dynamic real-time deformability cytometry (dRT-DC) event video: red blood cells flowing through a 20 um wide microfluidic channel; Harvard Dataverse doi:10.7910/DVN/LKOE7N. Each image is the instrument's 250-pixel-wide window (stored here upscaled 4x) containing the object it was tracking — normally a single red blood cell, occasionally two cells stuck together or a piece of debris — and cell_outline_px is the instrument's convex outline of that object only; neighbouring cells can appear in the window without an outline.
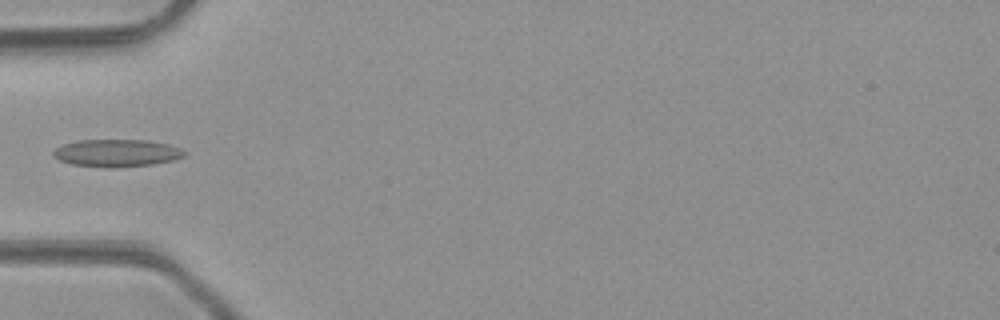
{"species": "common noctule bat (a hibernating species)", "species_latin": "Nyctalus noctula", "temperature_condition": "room temperature", "stored_images_in_passage": 6, "camera_frame_rate_fps": 3000, "um_per_image_px": 0.085, "animal": {"sex": "male", "body_mass_g": 23.1, "forearm_length_mm": 52.7}, "frame": {"image": 1, "passage_image": 5, "time_ms": 4.333, "image_size_px": [1000, 320], "cell_outline_px": [[188, 152], [184, 156], [176, 160], [152, 164], [72, 164], [60, 160], [52, 156], [52, 152], [56, 148], [64, 144], [80, 140], [144, 140], [168, 144], [180, 148]], "centroid_in_image_um": [9.97, 12.95], "position_along_channel_um": 75.0, "area_um2": 19.77}}
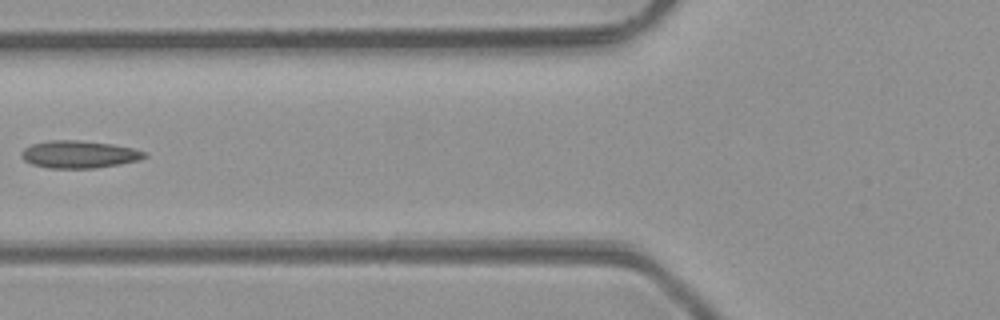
{"frame": {"image": 2, "passage_image": 6, "time_ms": 5.333, "image_size_px": [1000, 320], "cell_outline_px": [[148, 156], [140, 160], [120, 164], [96, 168], [48, 168], [32, 164], [24, 160], [24, 148], [32, 144], [48, 140], [76, 140], [112, 144], [132, 148], [144, 152]], "centroid_in_image_um": [6.75, 13.12], "position_along_channel_um": 119.0, "area_um2": 19.48}}